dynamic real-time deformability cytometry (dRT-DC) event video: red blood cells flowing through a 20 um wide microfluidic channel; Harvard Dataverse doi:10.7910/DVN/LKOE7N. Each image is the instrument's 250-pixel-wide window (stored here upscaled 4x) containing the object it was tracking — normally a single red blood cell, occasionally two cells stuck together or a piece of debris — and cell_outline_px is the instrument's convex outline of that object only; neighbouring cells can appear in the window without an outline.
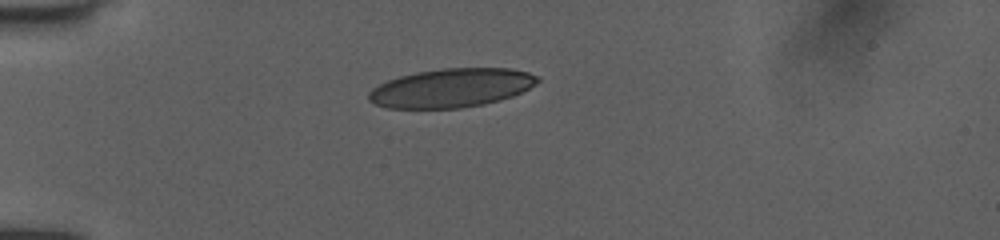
{"species": "human", "species_latin": "Homo sapiens", "temperature_condition": "room temperature", "stored_images_in_passage": 38, "camera_frame_rate_fps": 3000, "um_per_image_px": 0.085, "donor": {"sex": "female"}, "frame": {"image": 1, "passage_image": 1, "time_ms": 0.0, "image_size_px": [1000, 240], "cell_outline_px": [[540, 80], [536, 84], [512, 96], [500, 100], [484, 104], [460, 108], [388, 108], [376, 104], [368, 100], [368, 92], [372, 88], [388, 80], [400, 76], [420, 72], [444, 68], [512, 68], [528, 72], [540, 76]], "centroid_in_image_um": [38.39, 7.47], "position_along_channel_um": 46.6, "area_um2": 38.09}}
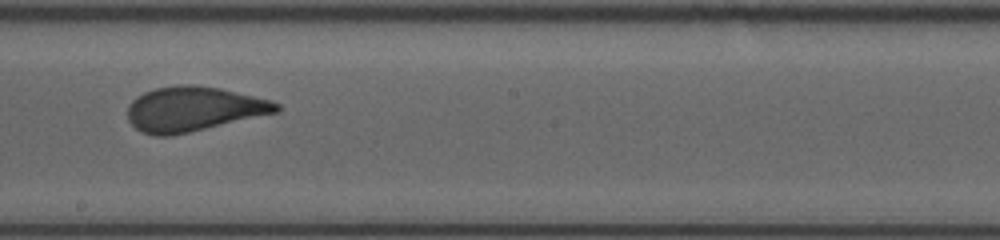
{"frame": {"image": 2, "passage_image": 17, "time_ms": 5.333, "image_size_px": [1000, 240], "cell_outline_px": [[280, 112], [172, 136], [156, 136], [140, 132], [128, 120], [128, 104], [136, 96], [144, 92], [156, 88], [176, 84], [192, 84], [220, 88], [272, 100], [280, 104]], "centroid_in_image_um": [16.45, 9.26], "position_along_channel_um": 231.8, "area_um2": 39.13}}
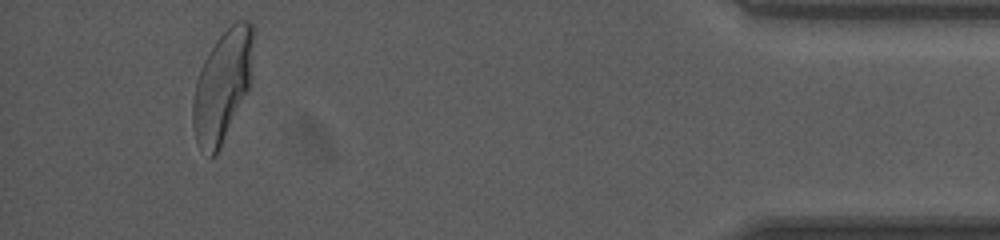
{"frame": {"image": 3, "passage_image": 35, "time_ms": 11.333, "image_size_px": [1000, 240], "cell_outline_px": [[252, 40], [248, 88], [220, 148], [216, 156], [212, 156], [196, 140], [192, 124], [192, 100], [196, 80], [204, 60], [216, 40], [236, 20], [248, 20], [252, 24]], "centroid_in_image_um": [18.86, 7.28], "position_along_channel_um": 416.3, "area_um2": 37.86}, "authors_computed_cell_mechanics": {"area_um2": 38.5815, "velocity_mm_per_s": 4.0304, "shape_relaxation_time_tau1_ms": 7.567, "shape_relaxation_time_tau2_ms": null, "deformation_change_tau1": 0.2281, "deformation_change_tau2": null}}